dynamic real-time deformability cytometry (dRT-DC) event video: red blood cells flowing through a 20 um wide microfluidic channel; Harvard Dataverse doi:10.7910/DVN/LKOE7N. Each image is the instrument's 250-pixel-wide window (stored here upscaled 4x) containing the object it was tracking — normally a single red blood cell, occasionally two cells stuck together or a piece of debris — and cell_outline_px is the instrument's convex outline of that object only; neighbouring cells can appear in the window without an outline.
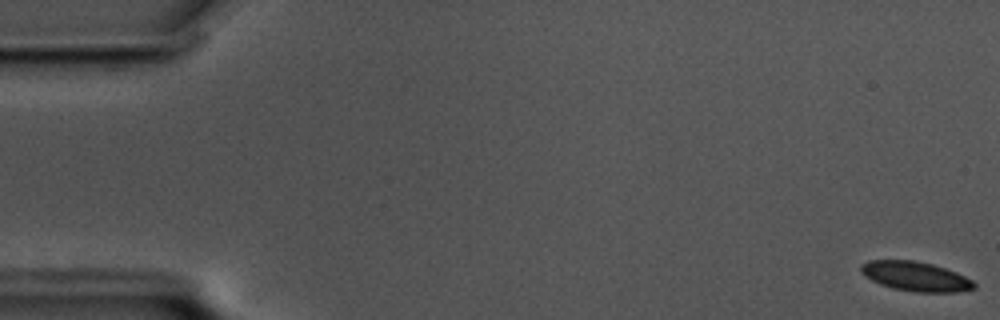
{"species": "common noctule bat (a hibernating species)", "species_latin": "Nyctalus noctula", "temperature_condition": "cold", "stored_images_in_passage": 59, "camera_frame_rate_fps": 3000, "um_per_image_px": 0.085, "animal": {"sex": "male", "body_mass_g": 17.5, "forearm_length_mm": 52.3}, "frame": {"image": 1, "passage_image": 1, "time_ms": 0.0, "image_size_px": [1000, 320], "cell_outline_px": [[976, 288], [956, 292], [916, 292], [892, 288], [880, 284], [864, 276], [860, 272], [860, 264], [868, 260], [916, 260], [932, 264], [956, 272], [972, 280], [976, 284]], "centroid_in_image_um": [77.8, 23.48], "position_along_channel_um": 7.2, "area_um2": 19.54}}
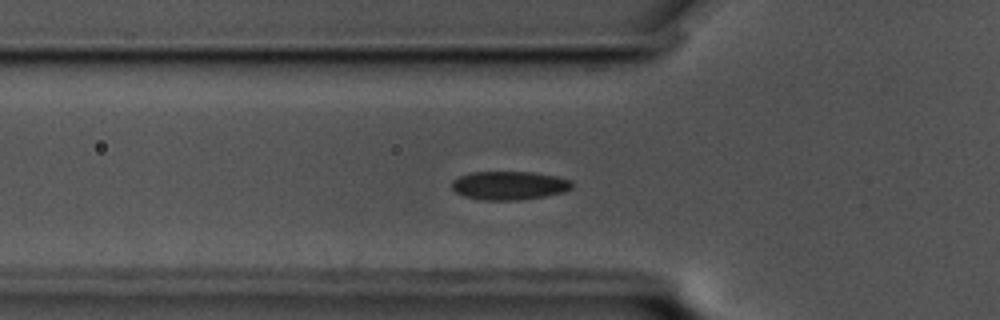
{"frame": {"image": 2, "passage_image": 20, "time_ms": 6.333, "image_size_px": [1000, 320], "cell_outline_px": [[572, 188], [564, 192], [544, 196], [520, 200], [484, 200], [464, 196], [456, 192], [452, 188], [452, 180], [468, 172], [532, 172], [556, 176], [572, 180]], "centroid_in_image_um": [43.29, 15.76], "position_along_channel_um": 82.5, "area_um2": 20.06}}
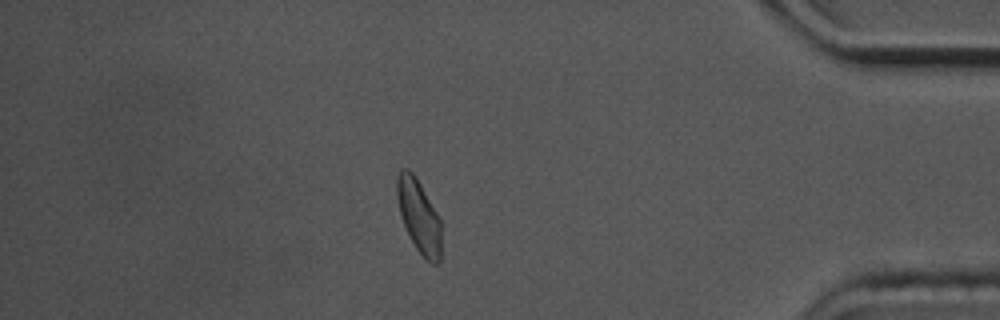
{"frame": {"image": 3, "passage_image": 51, "time_ms": 16.667, "image_size_px": [1000, 320], "cell_outline_px": [[440, 260], [436, 264], [432, 264], [416, 248], [404, 224], [400, 212], [396, 196], [396, 180], [400, 168], [408, 168], [412, 172], [420, 184], [436, 212], [440, 220]], "centroid_in_image_um": [35.58, 18.32], "position_along_channel_um": 399.6, "area_um2": 18.38}, "authors_computed_cell_mechanics": {"area_um2": 19.8832, "velocity_mm_per_s": 3.4409, "shape_relaxation_time_tau1_ms": 3.3688, "shape_relaxation_time_tau2_ms": 2.0642, "deformation_change_tau1": 0.0678, "deformation_change_tau2": 0.0814}}